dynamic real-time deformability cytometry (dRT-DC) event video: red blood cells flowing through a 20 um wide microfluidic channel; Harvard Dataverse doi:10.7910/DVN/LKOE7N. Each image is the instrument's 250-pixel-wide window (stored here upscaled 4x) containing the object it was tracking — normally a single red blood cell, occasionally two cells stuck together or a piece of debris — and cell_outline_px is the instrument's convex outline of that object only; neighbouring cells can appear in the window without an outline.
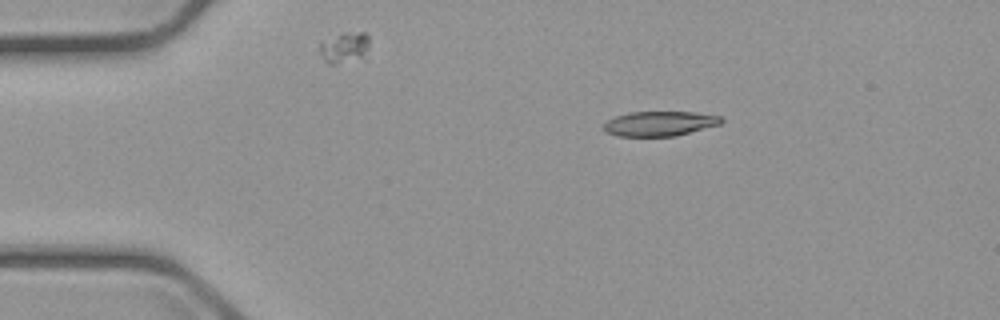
{"species": "common noctule bat (a hibernating species)", "species_latin": "Nyctalus noctula", "temperature_condition": "cold", "stored_images_in_passage": 3, "camera_frame_rate_fps": 3000, "um_per_image_px": 0.085, "animal": {"sex": "male", "body_mass_g": 23.1, "forearm_length_mm": 52.7}, "frame": {"image": 1, "passage_image": 1, "time_ms": 0.0, "image_size_px": [1000, 320], "cell_outline_px": [[724, 120], [720, 124], [676, 136], [616, 136], [608, 132], [604, 128], [604, 124], [608, 120], [616, 116], [628, 112], [692, 112], [720, 116]], "centroid_in_image_um": [56.07, 10.5], "position_along_channel_um": 28.9, "area_um2": 16.82}}
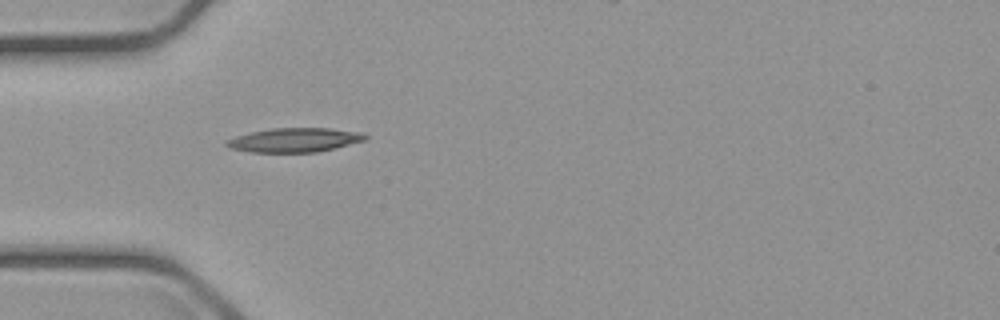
{"frame": {"image": 2, "passage_image": 3, "time_ms": 2.333, "image_size_px": [1000, 320], "cell_outline_px": [[368, 136], [364, 140], [316, 152], [252, 152], [228, 148], [224, 144], [228, 140], [236, 136], [252, 132], [272, 128], [328, 128], [360, 132]], "centroid_in_image_um": [24.99, 11.9], "position_along_channel_um": 60.0, "area_um2": 19.19}}